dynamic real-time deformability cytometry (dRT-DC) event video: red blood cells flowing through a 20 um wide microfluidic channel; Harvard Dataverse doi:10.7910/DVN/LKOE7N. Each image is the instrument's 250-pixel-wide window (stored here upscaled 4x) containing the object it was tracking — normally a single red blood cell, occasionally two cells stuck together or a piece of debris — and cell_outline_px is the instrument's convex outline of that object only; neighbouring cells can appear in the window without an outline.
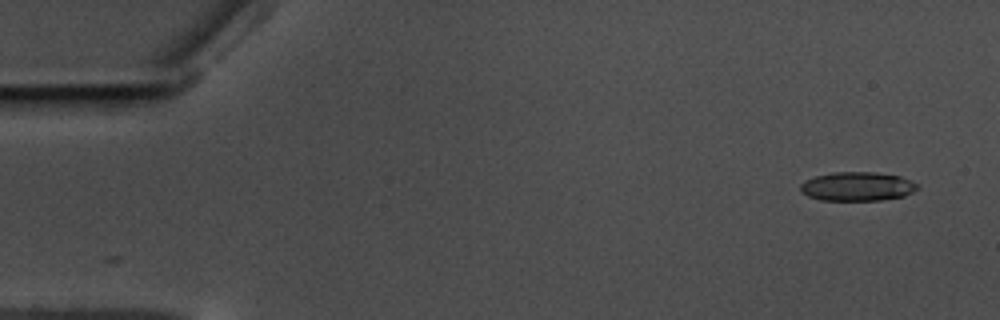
{"species": "common noctule bat (a hibernating species)", "species_latin": "Nyctalus noctula", "temperature_condition": "warm", "stored_images_in_passage": 57, "camera_frame_rate_fps": 3000, "um_per_image_px": 0.085, "animal": {"sex": "male", "body_mass_g": 17.5, "forearm_length_mm": 52.3}, "frame": {"image": 1, "passage_image": 2, "time_ms": 0.333, "image_size_px": [1000, 320], "cell_outline_px": [[916, 188], [912, 192], [904, 196], [880, 200], [820, 200], [808, 196], [800, 192], [800, 184], [804, 180], [816, 176], [832, 172], [876, 172], [900, 176], [916, 184]], "centroid_in_image_um": [72.8, 15.84], "position_along_channel_um": 12.2, "area_um2": 19.65}}
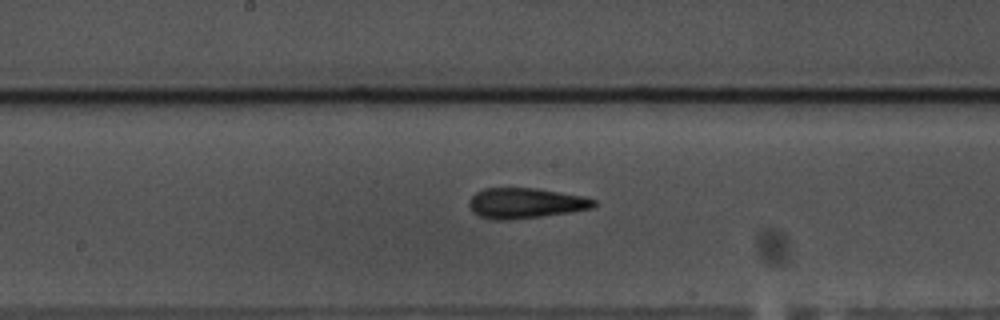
{"frame": {"image": 2, "passage_image": 29, "time_ms": 9.333, "image_size_px": [1000, 320], "cell_outline_px": [[596, 204], [592, 208], [572, 212], [508, 220], [492, 220], [480, 216], [472, 212], [468, 204], [472, 196], [476, 192], [484, 188], [536, 188], [584, 196], [596, 200]], "centroid_in_image_um": [44.66, 17.27], "position_along_channel_um": 203.5, "area_um2": 22.14}}
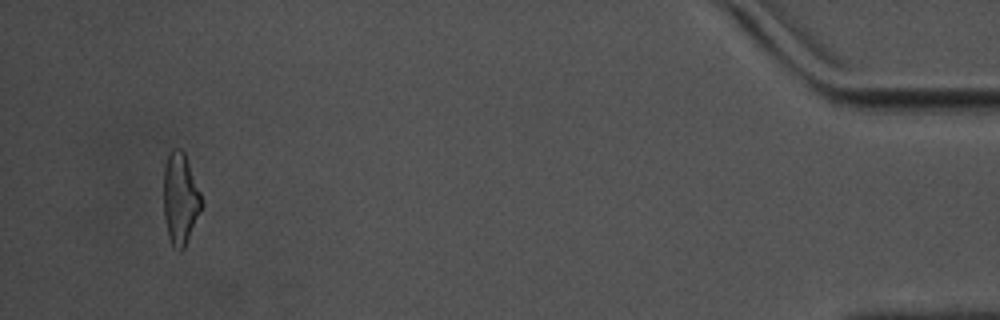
{"frame": {"image": 3, "passage_image": 54, "time_ms": 17.667, "image_size_px": [1000, 320], "cell_outline_px": [[204, 204], [184, 248], [180, 252], [172, 248], [168, 236], [164, 216], [164, 164], [168, 152], [176, 148], [180, 148], [184, 152], [200, 192]], "centroid_in_image_um": [15.32, 16.91], "position_along_channel_um": 419.9, "area_um2": 20.4}, "authors_computed_cell_mechanics": {"area_um2": 20.9236, "velocity_mm_per_s": 3.5262, "shape_relaxation_time_tau1_ms": null, "shape_relaxation_time_tau2_ms": 2.6188, "deformation_change_tau1": null, "deformation_change_tau2": 0.1273}}